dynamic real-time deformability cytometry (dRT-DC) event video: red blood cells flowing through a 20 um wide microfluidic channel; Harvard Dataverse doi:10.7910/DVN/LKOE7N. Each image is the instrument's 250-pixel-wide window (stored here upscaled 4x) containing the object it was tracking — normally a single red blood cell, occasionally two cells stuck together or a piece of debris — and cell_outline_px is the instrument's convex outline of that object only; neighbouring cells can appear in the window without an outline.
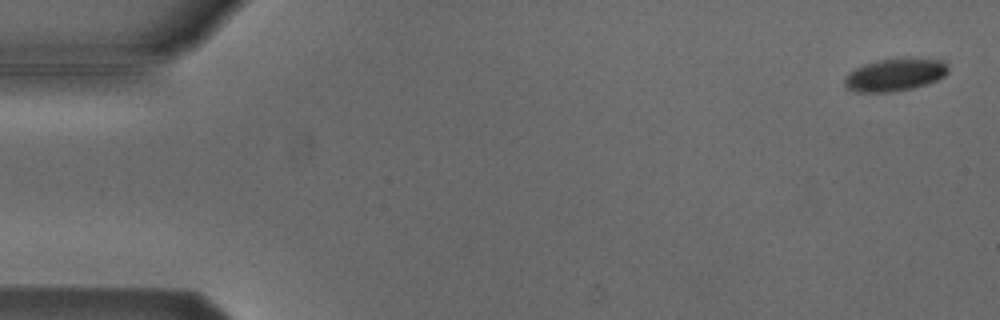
{"species": "Egyptian fruit bat (a non-hibernating species)", "species_latin": "Rousettus aegyptiacus", "temperature_condition": "cold", "stored_images_in_passage": 54, "camera_frame_rate_fps": 3000, "um_per_image_px": 0.085, "animal": {"sex": "male"}, "frame": {"image": 1, "passage_image": 2, "time_ms": 0.333, "image_size_px": [1000, 320], "cell_outline_px": [[948, 72], [944, 76], [928, 84], [912, 88], [892, 92], [856, 92], [848, 88], [844, 84], [844, 80], [848, 72], [864, 64], [876, 60], [904, 56], [908, 56], [944, 60], [948, 64]], "centroid_in_image_um": [76.11, 6.32], "position_along_channel_um": 8.9, "area_um2": 20.29}}
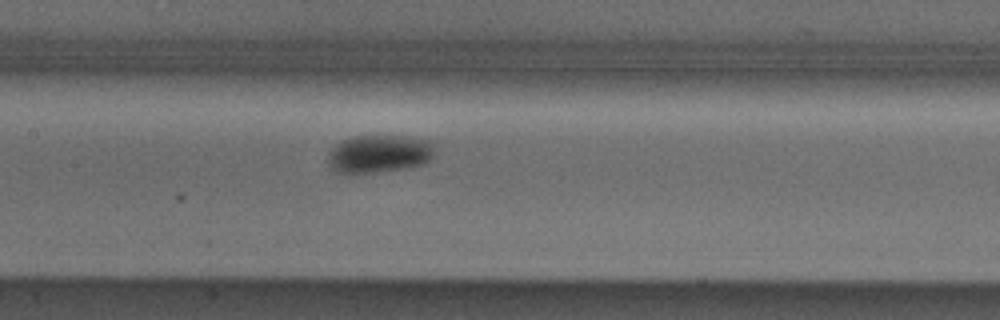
{"frame": {"image": 2, "passage_image": 26, "time_ms": 8.333, "image_size_px": [1000, 320], "cell_outline_px": [[436, 148], [432, 156], [424, 164], [408, 168], [348, 176], [336, 172], [328, 164], [328, 152], [340, 140], [352, 136], [376, 132], [432, 140]], "centroid_in_image_um": [32.19, 13.05], "position_along_channel_um": 175.2, "area_um2": 25.14}}
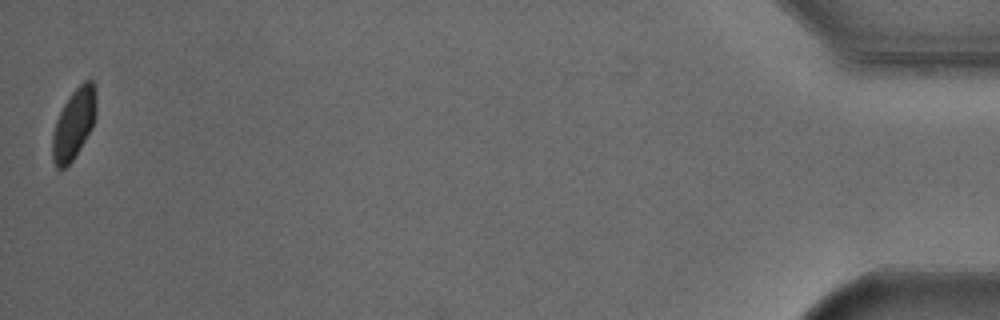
{"frame": {"image": 3, "passage_image": 54, "time_ms": 17.667, "image_size_px": [1000, 320], "cell_outline_px": [[96, 116], [92, 128], [80, 148], [72, 160], [64, 168], [56, 168], [52, 160], [52, 136], [56, 120], [68, 96], [84, 80], [92, 80], [96, 92]], "centroid_in_image_um": [6.28, 10.52], "position_along_channel_um": 428.9, "area_um2": 17.98}, "authors_computed_cell_mechanics": {"area_um2": 20.9525, "velocity_mm_per_s": 3.786, "shape_relaxation_time_tau1_ms": 2.0118, "shape_relaxation_time_tau2_ms": null, "deformation_change_tau1": 0.06, "deformation_change_tau2": null}}